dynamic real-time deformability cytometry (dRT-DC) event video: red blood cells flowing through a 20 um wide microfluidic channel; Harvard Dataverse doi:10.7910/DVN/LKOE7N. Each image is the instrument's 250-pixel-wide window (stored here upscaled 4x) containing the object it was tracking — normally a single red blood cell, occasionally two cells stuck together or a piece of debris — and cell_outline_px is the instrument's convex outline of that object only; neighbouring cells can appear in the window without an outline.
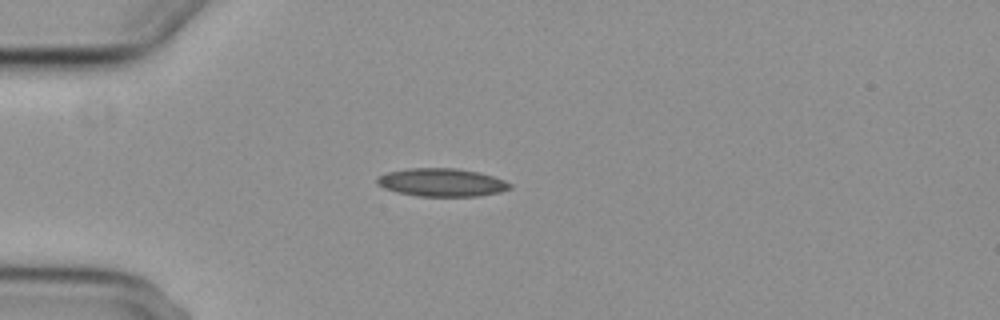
{"species": "common noctule bat (a hibernating species)", "species_latin": "Nyctalus noctula", "temperature_condition": "cold", "stored_images_in_passage": 3, "camera_frame_rate_fps": 3000, "um_per_image_px": 0.085, "animal": {"sex": "female", "body_mass_g": 29.2, "forearm_length_mm": 56.3}, "frame": {"image": 1, "passage_image": 1, "time_ms": 0.0, "image_size_px": [1000, 320], "cell_outline_px": [[512, 188], [500, 192], [476, 196], [416, 196], [396, 192], [384, 188], [376, 184], [376, 176], [388, 172], [408, 168], [456, 168], [480, 172], [504, 180], [512, 184]], "centroid_in_image_um": [37.52, 15.5], "position_along_channel_um": 47.5, "area_um2": 21.91}}
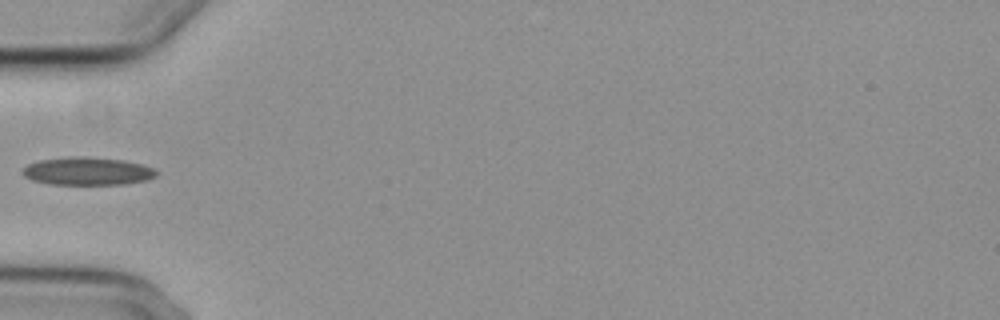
{"frame": {"image": 2, "passage_image": 2, "time_ms": 1.333, "image_size_px": [1000, 320], "cell_outline_px": [[160, 172], [156, 176], [148, 180], [124, 184], [48, 184], [32, 180], [24, 176], [20, 172], [28, 164], [40, 160], [80, 156], [124, 160], [144, 164], [156, 168]], "centroid_in_image_um": [7.5, 14.55], "position_along_channel_um": 77.5, "area_um2": 21.91}}
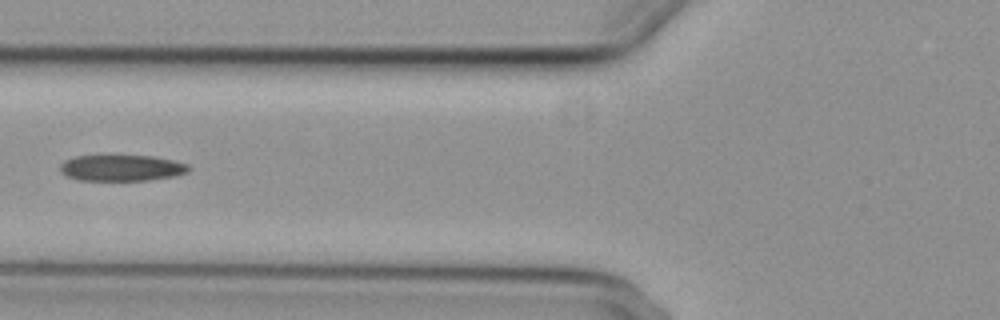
{"frame": {"image": 3, "passage_image": 3, "time_ms": 2.333, "image_size_px": [1000, 320], "cell_outline_px": [[192, 168], [188, 172], [176, 176], [148, 180], [76, 180], [60, 172], [60, 164], [64, 160], [72, 156], [104, 152], [152, 156], [172, 160], [188, 164]], "centroid_in_image_um": [10.28, 14.21], "position_along_channel_um": 115.5, "area_um2": 20.81}}